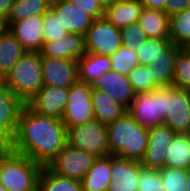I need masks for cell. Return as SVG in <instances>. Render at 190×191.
I'll use <instances>...</instances> for the list:
<instances>
[{
  "mask_svg": "<svg viewBox=\"0 0 190 191\" xmlns=\"http://www.w3.org/2000/svg\"><path fill=\"white\" fill-rule=\"evenodd\" d=\"M41 56L78 60L85 53V36L79 33H67L57 41L44 42Z\"/></svg>",
  "mask_w": 190,
  "mask_h": 191,
  "instance_id": "19",
  "label": "cell"
},
{
  "mask_svg": "<svg viewBox=\"0 0 190 191\" xmlns=\"http://www.w3.org/2000/svg\"><path fill=\"white\" fill-rule=\"evenodd\" d=\"M128 79L136 93L153 91V74L151 65L135 66L128 74Z\"/></svg>",
  "mask_w": 190,
  "mask_h": 191,
  "instance_id": "34",
  "label": "cell"
},
{
  "mask_svg": "<svg viewBox=\"0 0 190 191\" xmlns=\"http://www.w3.org/2000/svg\"><path fill=\"white\" fill-rule=\"evenodd\" d=\"M18 97L27 103L43 86L40 52H26L3 78Z\"/></svg>",
  "mask_w": 190,
  "mask_h": 191,
  "instance_id": "4",
  "label": "cell"
},
{
  "mask_svg": "<svg viewBox=\"0 0 190 191\" xmlns=\"http://www.w3.org/2000/svg\"><path fill=\"white\" fill-rule=\"evenodd\" d=\"M176 57H159L151 60L153 90L173 86V75Z\"/></svg>",
  "mask_w": 190,
  "mask_h": 191,
  "instance_id": "31",
  "label": "cell"
},
{
  "mask_svg": "<svg viewBox=\"0 0 190 191\" xmlns=\"http://www.w3.org/2000/svg\"><path fill=\"white\" fill-rule=\"evenodd\" d=\"M186 189L185 191H190V168L187 170V180H186Z\"/></svg>",
  "mask_w": 190,
  "mask_h": 191,
  "instance_id": "46",
  "label": "cell"
},
{
  "mask_svg": "<svg viewBox=\"0 0 190 191\" xmlns=\"http://www.w3.org/2000/svg\"><path fill=\"white\" fill-rule=\"evenodd\" d=\"M68 88L44 85L26 104L37 114L62 120Z\"/></svg>",
  "mask_w": 190,
  "mask_h": 191,
  "instance_id": "11",
  "label": "cell"
},
{
  "mask_svg": "<svg viewBox=\"0 0 190 191\" xmlns=\"http://www.w3.org/2000/svg\"><path fill=\"white\" fill-rule=\"evenodd\" d=\"M68 1L78 5V7L86 11L94 19H100L104 17V10L97 3L96 0H68Z\"/></svg>",
  "mask_w": 190,
  "mask_h": 191,
  "instance_id": "39",
  "label": "cell"
},
{
  "mask_svg": "<svg viewBox=\"0 0 190 191\" xmlns=\"http://www.w3.org/2000/svg\"><path fill=\"white\" fill-rule=\"evenodd\" d=\"M93 87L104 91L127 110L131 107L136 95L129 82L128 75L112 70L103 73L93 84Z\"/></svg>",
  "mask_w": 190,
  "mask_h": 191,
  "instance_id": "16",
  "label": "cell"
},
{
  "mask_svg": "<svg viewBox=\"0 0 190 191\" xmlns=\"http://www.w3.org/2000/svg\"><path fill=\"white\" fill-rule=\"evenodd\" d=\"M67 143V130L62 120L37 114L26 104L10 149L44 167Z\"/></svg>",
  "mask_w": 190,
  "mask_h": 191,
  "instance_id": "1",
  "label": "cell"
},
{
  "mask_svg": "<svg viewBox=\"0 0 190 191\" xmlns=\"http://www.w3.org/2000/svg\"><path fill=\"white\" fill-rule=\"evenodd\" d=\"M110 59L111 70L123 75H128L135 66L139 65L136 52L123 45L110 56Z\"/></svg>",
  "mask_w": 190,
  "mask_h": 191,
  "instance_id": "32",
  "label": "cell"
},
{
  "mask_svg": "<svg viewBox=\"0 0 190 191\" xmlns=\"http://www.w3.org/2000/svg\"><path fill=\"white\" fill-rule=\"evenodd\" d=\"M0 191H6L5 187L0 183Z\"/></svg>",
  "mask_w": 190,
  "mask_h": 191,
  "instance_id": "47",
  "label": "cell"
},
{
  "mask_svg": "<svg viewBox=\"0 0 190 191\" xmlns=\"http://www.w3.org/2000/svg\"><path fill=\"white\" fill-rule=\"evenodd\" d=\"M181 47L175 45L170 38H146L136 48L139 65L149 66L151 60L159 57H176Z\"/></svg>",
  "mask_w": 190,
  "mask_h": 191,
  "instance_id": "21",
  "label": "cell"
},
{
  "mask_svg": "<svg viewBox=\"0 0 190 191\" xmlns=\"http://www.w3.org/2000/svg\"><path fill=\"white\" fill-rule=\"evenodd\" d=\"M50 8L61 19V23L68 33H79L85 36L95 20L78 5L68 0H55L51 3Z\"/></svg>",
  "mask_w": 190,
  "mask_h": 191,
  "instance_id": "18",
  "label": "cell"
},
{
  "mask_svg": "<svg viewBox=\"0 0 190 191\" xmlns=\"http://www.w3.org/2000/svg\"><path fill=\"white\" fill-rule=\"evenodd\" d=\"M50 6L51 3L48 0H15L9 16L2 26L9 27L13 22L31 16L44 15Z\"/></svg>",
  "mask_w": 190,
  "mask_h": 191,
  "instance_id": "28",
  "label": "cell"
},
{
  "mask_svg": "<svg viewBox=\"0 0 190 191\" xmlns=\"http://www.w3.org/2000/svg\"><path fill=\"white\" fill-rule=\"evenodd\" d=\"M143 167L140 161L111 155V181L106 191H137Z\"/></svg>",
  "mask_w": 190,
  "mask_h": 191,
  "instance_id": "12",
  "label": "cell"
},
{
  "mask_svg": "<svg viewBox=\"0 0 190 191\" xmlns=\"http://www.w3.org/2000/svg\"><path fill=\"white\" fill-rule=\"evenodd\" d=\"M181 50L190 56V40L181 47Z\"/></svg>",
  "mask_w": 190,
  "mask_h": 191,
  "instance_id": "45",
  "label": "cell"
},
{
  "mask_svg": "<svg viewBox=\"0 0 190 191\" xmlns=\"http://www.w3.org/2000/svg\"><path fill=\"white\" fill-rule=\"evenodd\" d=\"M111 181V155L97 157L81 180L83 191H106Z\"/></svg>",
  "mask_w": 190,
  "mask_h": 191,
  "instance_id": "26",
  "label": "cell"
},
{
  "mask_svg": "<svg viewBox=\"0 0 190 191\" xmlns=\"http://www.w3.org/2000/svg\"><path fill=\"white\" fill-rule=\"evenodd\" d=\"M144 8L157 9L164 11V4L166 0H139Z\"/></svg>",
  "mask_w": 190,
  "mask_h": 191,
  "instance_id": "42",
  "label": "cell"
},
{
  "mask_svg": "<svg viewBox=\"0 0 190 191\" xmlns=\"http://www.w3.org/2000/svg\"><path fill=\"white\" fill-rule=\"evenodd\" d=\"M137 191H164L160 170L143 167L138 180Z\"/></svg>",
  "mask_w": 190,
  "mask_h": 191,
  "instance_id": "37",
  "label": "cell"
},
{
  "mask_svg": "<svg viewBox=\"0 0 190 191\" xmlns=\"http://www.w3.org/2000/svg\"><path fill=\"white\" fill-rule=\"evenodd\" d=\"M128 112L147 129L162 125L168 114L167 87L136 93Z\"/></svg>",
  "mask_w": 190,
  "mask_h": 191,
  "instance_id": "5",
  "label": "cell"
},
{
  "mask_svg": "<svg viewBox=\"0 0 190 191\" xmlns=\"http://www.w3.org/2000/svg\"><path fill=\"white\" fill-rule=\"evenodd\" d=\"M110 155L141 161L148 145V129L139 125L127 111L107 125Z\"/></svg>",
  "mask_w": 190,
  "mask_h": 191,
  "instance_id": "2",
  "label": "cell"
},
{
  "mask_svg": "<svg viewBox=\"0 0 190 191\" xmlns=\"http://www.w3.org/2000/svg\"><path fill=\"white\" fill-rule=\"evenodd\" d=\"M92 86L77 81L68 88V100L62 118L66 130L95 120Z\"/></svg>",
  "mask_w": 190,
  "mask_h": 191,
  "instance_id": "7",
  "label": "cell"
},
{
  "mask_svg": "<svg viewBox=\"0 0 190 191\" xmlns=\"http://www.w3.org/2000/svg\"><path fill=\"white\" fill-rule=\"evenodd\" d=\"M96 158L93 154L67 143L47 167L57 175L81 181Z\"/></svg>",
  "mask_w": 190,
  "mask_h": 191,
  "instance_id": "8",
  "label": "cell"
},
{
  "mask_svg": "<svg viewBox=\"0 0 190 191\" xmlns=\"http://www.w3.org/2000/svg\"><path fill=\"white\" fill-rule=\"evenodd\" d=\"M11 142L0 132V151L9 149Z\"/></svg>",
  "mask_w": 190,
  "mask_h": 191,
  "instance_id": "43",
  "label": "cell"
},
{
  "mask_svg": "<svg viewBox=\"0 0 190 191\" xmlns=\"http://www.w3.org/2000/svg\"><path fill=\"white\" fill-rule=\"evenodd\" d=\"M92 104L95 119L103 124H110L118 120L128 110L117 103L112 97L100 89L92 86Z\"/></svg>",
  "mask_w": 190,
  "mask_h": 191,
  "instance_id": "24",
  "label": "cell"
},
{
  "mask_svg": "<svg viewBox=\"0 0 190 191\" xmlns=\"http://www.w3.org/2000/svg\"><path fill=\"white\" fill-rule=\"evenodd\" d=\"M111 70V59L108 56L86 52L77 60L78 81L93 85L100 76Z\"/></svg>",
  "mask_w": 190,
  "mask_h": 191,
  "instance_id": "23",
  "label": "cell"
},
{
  "mask_svg": "<svg viewBox=\"0 0 190 191\" xmlns=\"http://www.w3.org/2000/svg\"><path fill=\"white\" fill-rule=\"evenodd\" d=\"M43 31L44 42L57 41L68 33L61 19L51 8L44 14Z\"/></svg>",
  "mask_w": 190,
  "mask_h": 191,
  "instance_id": "36",
  "label": "cell"
},
{
  "mask_svg": "<svg viewBox=\"0 0 190 191\" xmlns=\"http://www.w3.org/2000/svg\"><path fill=\"white\" fill-rule=\"evenodd\" d=\"M3 84V79L0 77V85Z\"/></svg>",
  "mask_w": 190,
  "mask_h": 191,
  "instance_id": "48",
  "label": "cell"
},
{
  "mask_svg": "<svg viewBox=\"0 0 190 191\" xmlns=\"http://www.w3.org/2000/svg\"><path fill=\"white\" fill-rule=\"evenodd\" d=\"M190 7V0H166L164 11L169 15L181 12Z\"/></svg>",
  "mask_w": 190,
  "mask_h": 191,
  "instance_id": "40",
  "label": "cell"
},
{
  "mask_svg": "<svg viewBox=\"0 0 190 191\" xmlns=\"http://www.w3.org/2000/svg\"><path fill=\"white\" fill-rule=\"evenodd\" d=\"M122 45L136 52L139 46L146 38V34L139 23L120 28Z\"/></svg>",
  "mask_w": 190,
  "mask_h": 191,
  "instance_id": "38",
  "label": "cell"
},
{
  "mask_svg": "<svg viewBox=\"0 0 190 191\" xmlns=\"http://www.w3.org/2000/svg\"><path fill=\"white\" fill-rule=\"evenodd\" d=\"M173 86L190 89V56L180 50L176 56Z\"/></svg>",
  "mask_w": 190,
  "mask_h": 191,
  "instance_id": "35",
  "label": "cell"
},
{
  "mask_svg": "<svg viewBox=\"0 0 190 191\" xmlns=\"http://www.w3.org/2000/svg\"><path fill=\"white\" fill-rule=\"evenodd\" d=\"M97 3L105 10L115 0H96Z\"/></svg>",
  "mask_w": 190,
  "mask_h": 191,
  "instance_id": "44",
  "label": "cell"
},
{
  "mask_svg": "<svg viewBox=\"0 0 190 191\" xmlns=\"http://www.w3.org/2000/svg\"><path fill=\"white\" fill-rule=\"evenodd\" d=\"M170 16L162 10L143 8L138 23L147 38H170Z\"/></svg>",
  "mask_w": 190,
  "mask_h": 191,
  "instance_id": "25",
  "label": "cell"
},
{
  "mask_svg": "<svg viewBox=\"0 0 190 191\" xmlns=\"http://www.w3.org/2000/svg\"><path fill=\"white\" fill-rule=\"evenodd\" d=\"M27 51L14 33L5 26L0 27V77L3 79Z\"/></svg>",
  "mask_w": 190,
  "mask_h": 191,
  "instance_id": "22",
  "label": "cell"
},
{
  "mask_svg": "<svg viewBox=\"0 0 190 191\" xmlns=\"http://www.w3.org/2000/svg\"><path fill=\"white\" fill-rule=\"evenodd\" d=\"M149 139L141 164L146 168L162 169L165 167V152L176 133L165 124L148 129Z\"/></svg>",
  "mask_w": 190,
  "mask_h": 191,
  "instance_id": "13",
  "label": "cell"
},
{
  "mask_svg": "<svg viewBox=\"0 0 190 191\" xmlns=\"http://www.w3.org/2000/svg\"><path fill=\"white\" fill-rule=\"evenodd\" d=\"M68 144L74 148L93 154L95 157L110 155L107 125L92 120L67 130Z\"/></svg>",
  "mask_w": 190,
  "mask_h": 191,
  "instance_id": "6",
  "label": "cell"
},
{
  "mask_svg": "<svg viewBox=\"0 0 190 191\" xmlns=\"http://www.w3.org/2000/svg\"><path fill=\"white\" fill-rule=\"evenodd\" d=\"M170 40L182 47L190 40V7L170 16Z\"/></svg>",
  "mask_w": 190,
  "mask_h": 191,
  "instance_id": "30",
  "label": "cell"
},
{
  "mask_svg": "<svg viewBox=\"0 0 190 191\" xmlns=\"http://www.w3.org/2000/svg\"><path fill=\"white\" fill-rule=\"evenodd\" d=\"M26 103L8 86L0 85V132L11 142Z\"/></svg>",
  "mask_w": 190,
  "mask_h": 191,
  "instance_id": "15",
  "label": "cell"
},
{
  "mask_svg": "<svg viewBox=\"0 0 190 191\" xmlns=\"http://www.w3.org/2000/svg\"><path fill=\"white\" fill-rule=\"evenodd\" d=\"M167 111L163 124L176 134H190V89L167 87Z\"/></svg>",
  "mask_w": 190,
  "mask_h": 191,
  "instance_id": "10",
  "label": "cell"
},
{
  "mask_svg": "<svg viewBox=\"0 0 190 191\" xmlns=\"http://www.w3.org/2000/svg\"><path fill=\"white\" fill-rule=\"evenodd\" d=\"M38 191H83V189L81 181L57 175L44 166L38 178Z\"/></svg>",
  "mask_w": 190,
  "mask_h": 191,
  "instance_id": "29",
  "label": "cell"
},
{
  "mask_svg": "<svg viewBox=\"0 0 190 191\" xmlns=\"http://www.w3.org/2000/svg\"><path fill=\"white\" fill-rule=\"evenodd\" d=\"M144 6L139 0H115L104 10V18L115 27L138 23Z\"/></svg>",
  "mask_w": 190,
  "mask_h": 191,
  "instance_id": "20",
  "label": "cell"
},
{
  "mask_svg": "<svg viewBox=\"0 0 190 191\" xmlns=\"http://www.w3.org/2000/svg\"><path fill=\"white\" fill-rule=\"evenodd\" d=\"M43 84L69 88L78 81L77 61L42 56Z\"/></svg>",
  "mask_w": 190,
  "mask_h": 191,
  "instance_id": "14",
  "label": "cell"
},
{
  "mask_svg": "<svg viewBox=\"0 0 190 191\" xmlns=\"http://www.w3.org/2000/svg\"><path fill=\"white\" fill-rule=\"evenodd\" d=\"M165 166L190 168V134H176L165 152Z\"/></svg>",
  "mask_w": 190,
  "mask_h": 191,
  "instance_id": "27",
  "label": "cell"
},
{
  "mask_svg": "<svg viewBox=\"0 0 190 191\" xmlns=\"http://www.w3.org/2000/svg\"><path fill=\"white\" fill-rule=\"evenodd\" d=\"M15 0H0V24L2 25L8 18Z\"/></svg>",
  "mask_w": 190,
  "mask_h": 191,
  "instance_id": "41",
  "label": "cell"
},
{
  "mask_svg": "<svg viewBox=\"0 0 190 191\" xmlns=\"http://www.w3.org/2000/svg\"><path fill=\"white\" fill-rule=\"evenodd\" d=\"M44 15L13 22L8 28L27 52H40L44 43Z\"/></svg>",
  "mask_w": 190,
  "mask_h": 191,
  "instance_id": "17",
  "label": "cell"
},
{
  "mask_svg": "<svg viewBox=\"0 0 190 191\" xmlns=\"http://www.w3.org/2000/svg\"><path fill=\"white\" fill-rule=\"evenodd\" d=\"M159 170L164 191H185L187 170L166 166Z\"/></svg>",
  "mask_w": 190,
  "mask_h": 191,
  "instance_id": "33",
  "label": "cell"
},
{
  "mask_svg": "<svg viewBox=\"0 0 190 191\" xmlns=\"http://www.w3.org/2000/svg\"><path fill=\"white\" fill-rule=\"evenodd\" d=\"M43 166L10 148L0 151V183L6 191H38Z\"/></svg>",
  "mask_w": 190,
  "mask_h": 191,
  "instance_id": "3",
  "label": "cell"
},
{
  "mask_svg": "<svg viewBox=\"0 0 190 191\" xmlns=\"http://www.w3.org/2000/svg\"><path fill=\"white\" fill-rule=\"evenodd\" d=\"M122 46L120 28L104 17L95 19L85 35L86 52L110 57Z\"/></svg>",
  "mask_w": 190,
  "mask_h": 191,
  "instance_id": "9",
  "label": "cell"
}]
</instances>
